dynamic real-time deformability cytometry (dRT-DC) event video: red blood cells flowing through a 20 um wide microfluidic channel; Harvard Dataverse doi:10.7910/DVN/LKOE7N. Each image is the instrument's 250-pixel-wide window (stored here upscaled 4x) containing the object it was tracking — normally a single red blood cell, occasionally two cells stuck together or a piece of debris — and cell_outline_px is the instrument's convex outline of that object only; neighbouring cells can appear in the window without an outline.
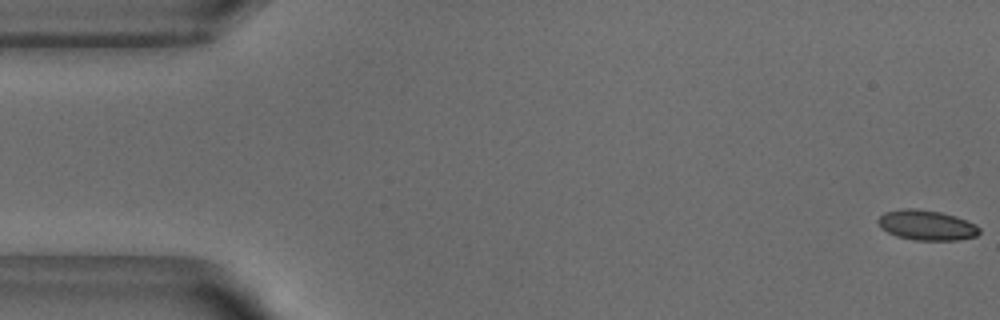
{"species": "common noctule bat (a hibernating species)", "species_latin": "Nyctalus noctula", "temperature_condition": "warm", "stored_images_in_passage": 52, "camera_frame_rate_fps": 3000, "um_per_image_px": 0.085, "animal": {"sex": "male", "body_mass_g": 18.8}, "frame": {"image": 1, "passage_image": 1, "time_ms": 0.0, "image_size_px": [1000, 320], "cell_outline_px": [[980, 232], [976, 236], [956, 240], [916, 240], [896, 236], [880, 228], [876, 220], [884, 212], [904, 208], [916, 208], [940, 212], [956, 216], [976, 224], [980, 228]], "centroid_in_image_um": [78.75, 19.13], "position_along_channel_um": 6.3, "area_um2": 17.86}}
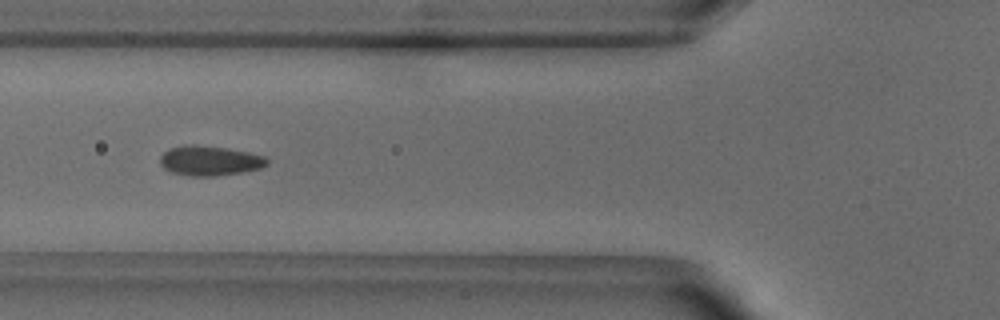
{"frame": {"image": 2, "passage_image": 19, "time_ms": 6.0, "image_size_px": [1000, 320], "cell_outline_px": [[268, 164], [260, 168], [244, 172], [216, 176], [192, 176], [172, 172], [164, 168], [160, 164], [160, 156], [168, 148], [184, 144], [192, 144], [228, 148], [248, 152], [264, 156], [268, 160]], "centroid_in_image_um": [17.81, 13.65], "position_along_channel_um": 108.0, "area_um2": 18.73}}
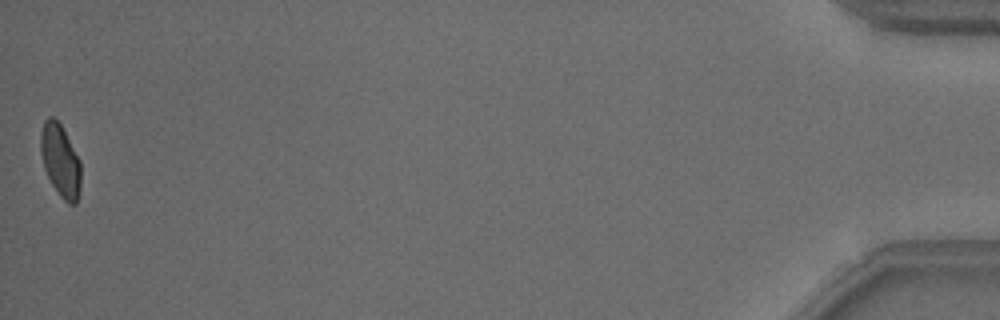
{"frame": {"image": 3, "passage_image": 52, "time_ms": 17.0, "image_size_px": [1000, 320], "cell_outline_px": [[80, 192], [76, 204], [68, 204], [60, 196], [52, 184], [44, 168], [40, 152], [40, 132], [44, 120], [48, 116], [52, 116], [60, 124], [80, 160]], "centroid_in_image_um": [5.12, 13.65], "position_along_channel_um": 430.1, "area_um2": 16.99}, "authors_computed_cell_mechanics": {"area_um2": 18.0914, "velocity_mm_per_s": 3.8479, "shape_relaxation_time_tau1_ms": 4.7198, "shape_relaxation_time_tau2_ms": 0.6612, "deformation_change_tau1": 0.1162, "deformation_change_tau2": 0.0597}}